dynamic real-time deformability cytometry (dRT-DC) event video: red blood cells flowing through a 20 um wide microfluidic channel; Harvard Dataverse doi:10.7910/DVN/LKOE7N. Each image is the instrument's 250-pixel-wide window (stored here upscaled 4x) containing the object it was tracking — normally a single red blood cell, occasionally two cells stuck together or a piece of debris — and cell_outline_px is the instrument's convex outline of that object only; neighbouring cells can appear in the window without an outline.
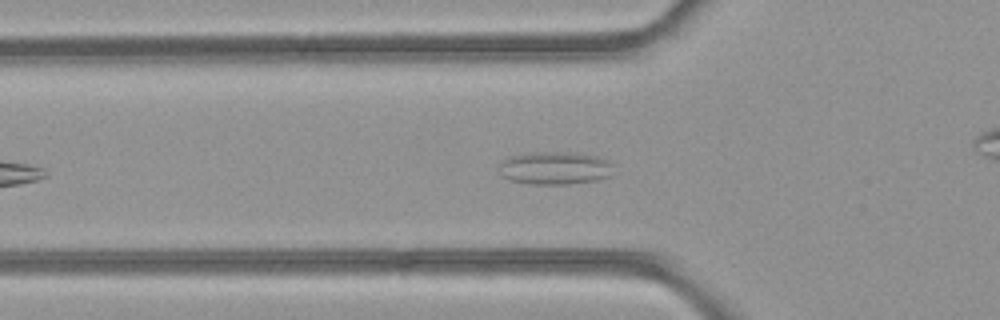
{"species": "common noctule bat (a hibernating species)", "species_latin": "Nyctalus noctula", "temperature_condition": "room temperature", "stored_images_in_passage": 41, "camera_frame_rate_fps": 3000, "um_per_image_px": 0.085, "animal": {"sex": "female", "body_mass_g": 21.9}, "frame": {"image": 1, "passage_image": 8, "time_ms": 2.333, "image_size_px": [1000, 320], "cell_outline_px": [[612, 164], [608, 176], [596, 180], [568, 184], [528, 184], [508, 180], [504, 176], [500, 164], [500, 160], [508, 156], [532, 152], [568, 152], [596, 156]], "centroid_in_image_um": [47.1, 14.28], "position_along_channel_um": 78.7, "area_um2": 21.68}}
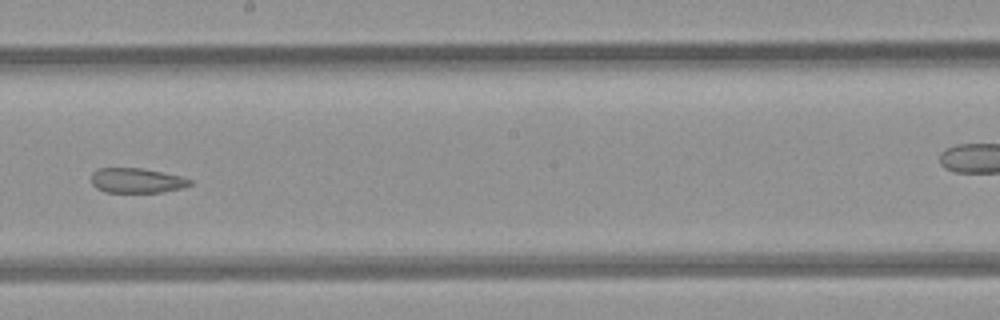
{"frame": {"image": 2, "passage_image": 19, "time_ms": 6.0, "image_size_px": [1000, 320], "cell_outline_px": [[192, 184], [180, 188], [160, 192], [104, 192], [96, 188], [92, 184], [92, 172], [100, 168], [144, 168], [180, 176], [192, 180]], "centroid_in_image_um": [11.6, 15.34], "position_along_channel_um": 236.6, "area_um2": 14.22}}
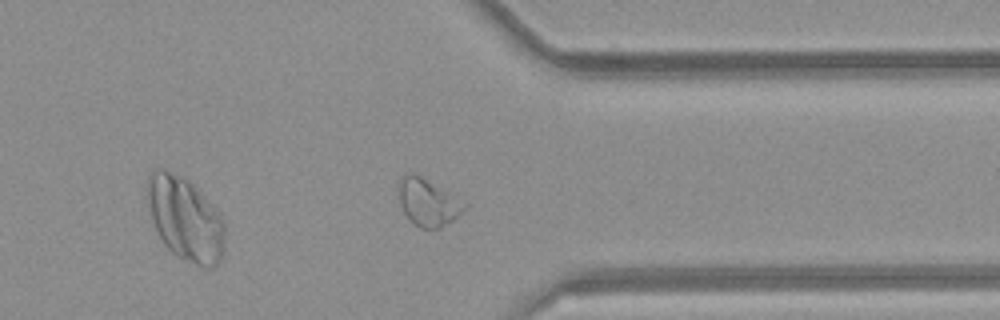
{"frame": {"image": 3, "passage_image": 29, "time_ms": 9.333, "image_size_px": [1000, 320], "cell_outline_px": [[468, 204], [452, 220], [440, 228], [420, 228], [412, 224], [408, 220], [400, 204], [396, 188], [400, 180], [408, 172], [420, 176]], "centroid_in_image_um": [36.3, 17.21], "position_along_channel_um": 375.1, "area_um2": 17.8}, "authors_computed_cell_mechanics": {"area_um2": 18.7272, "velocity_mm_per_s": 4.2851, "shape_relaxation_time_tau1_ms": null, "shape_relaxation_time_tau2_ms": 3.2879, "deformation_change_tau1": null, "deformation_change_tau2": 0.0959}}